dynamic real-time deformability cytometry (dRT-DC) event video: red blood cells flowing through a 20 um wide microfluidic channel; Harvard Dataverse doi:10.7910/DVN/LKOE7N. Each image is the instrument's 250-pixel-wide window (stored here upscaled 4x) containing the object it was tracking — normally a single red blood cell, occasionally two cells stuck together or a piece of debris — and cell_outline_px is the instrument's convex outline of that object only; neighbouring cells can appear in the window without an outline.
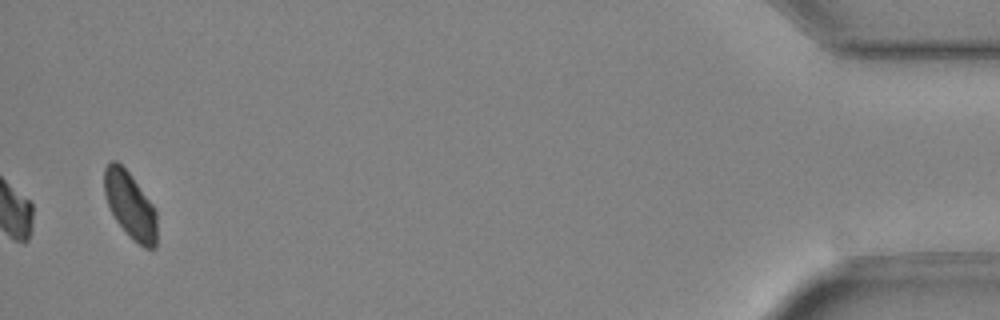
{"species": "Egyptian fruit bat (a non-hibernating species)", "species_latin": "Rousettus aegyptiacus", "temperature_condition": "cold", "stored_images_in_passage": 36, "camera_frame_rate_fps": 3000, "um_per_image_px": 0.085, "animal": {"sex": "female"}, "frame": {"image": 1, "passage_image": 36, "time_ms": 11.667, "image_size_px": [1000, 320], "cell_outline_px": [[156, 248], [144, 248], [116, 220], [108, 204], [104, 192], [104, 168], [112, 160], [116, 160], [132, 176], [156, 208]], "centroid_in_image_um": [11.07, 17.4], "position_along_channel_um": 424.1, "area_um2": 20.0}}